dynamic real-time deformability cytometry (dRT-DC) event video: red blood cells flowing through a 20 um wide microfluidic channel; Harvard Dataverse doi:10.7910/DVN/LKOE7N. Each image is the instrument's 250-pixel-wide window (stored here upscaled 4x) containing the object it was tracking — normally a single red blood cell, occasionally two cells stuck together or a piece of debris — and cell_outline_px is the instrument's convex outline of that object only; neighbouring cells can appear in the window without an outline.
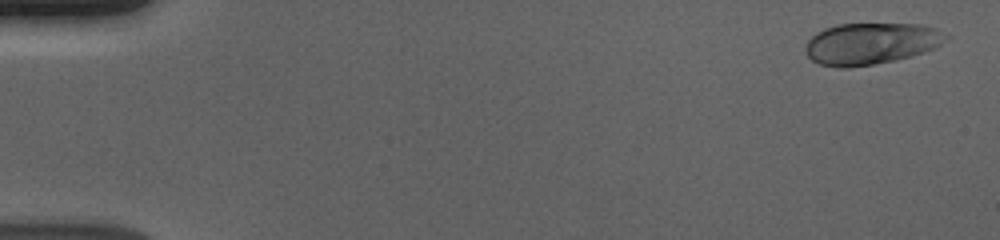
{"species": "human", "species_latin": "Homo sapiens", "temperature_condition": "cold", "stored_images_in_passage": 54, "camera_frame_rate_fps": 3000, "um_per_image_px": 0.085, "donor": {"sex": "male"}, "frame": {"image": 1, "passage_image": 2, "time_ms": 0.333, "image_size_px": [1000, 240], "cell_outline_px": [[948, 36], [940, 44], [932, 48], [908, 56], [892, 60], [872, 64], [848, 68], [840, 68], [820, 64], [812, 60], [804, 52], [804, 48], [808, 40], [816, 32], [824, 28], [836, 24], [920, 24], [936, 28]], "centroid_in_image_um": [73.94, 3.69], "position_along_channel_um": 11.1, "area_um2": 33.7}}
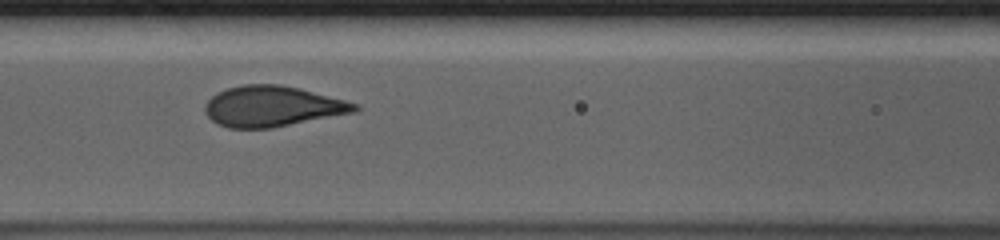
{"frame": {"image": 2, "passage_image": 25, "time_ms": 8.0, "image_size_px": [1000, 240], "cell_outline_px": [[360, 108], [356, 112], [272, 128], [228, 128], [216, 124], [204, 112], [204, 104], [216, 92], [228, 88], [244, 84], [280, 84], [360, 104]], "centroid_in_image_um": [23.12, 9.05], "position_along_channel_um": 143.5, "area_um2": 35.43}}
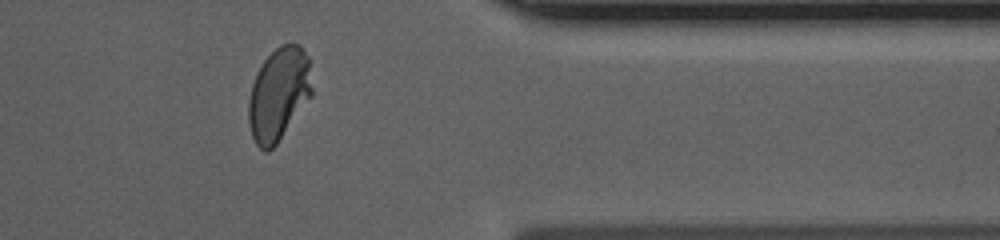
{"frame": {"image": 3, "passage_image": 46, "time_ms": 15.0, "image_size_px": [1000, 240], "cell_outline_px": [[312, 96], [276, 144], [268, 152], [264, 152], [256, 144], [252, 136], [248, 120], [248, 104], [252, 84], [264, 60], [280, 44], [300, 44], [308, 56], [312, 88]], "centroid_in_image_um": [23.7, 8.01], "position_along_channel_um": 387.7, "area_um2": 34.16}}